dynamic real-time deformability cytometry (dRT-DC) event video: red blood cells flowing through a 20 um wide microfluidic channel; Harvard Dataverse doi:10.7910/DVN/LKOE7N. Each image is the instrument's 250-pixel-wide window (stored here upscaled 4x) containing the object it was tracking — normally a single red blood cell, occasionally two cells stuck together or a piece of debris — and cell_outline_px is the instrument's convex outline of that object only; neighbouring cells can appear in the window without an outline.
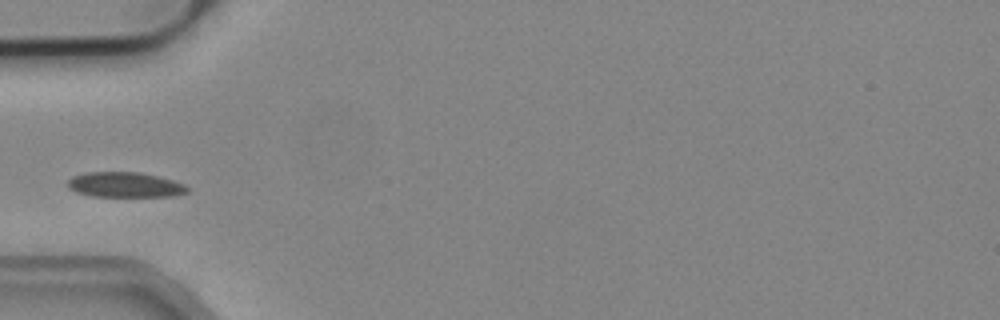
{"species": "common noctule bat (a hibernating species)", "species_latin": "Nyctalus noctula", "temperature_condition": "cold", "stored_images_in_passage": 3, "camera_frame_rate_fps": 3000, "um_per_image_px": 0.085, "animal": {"sex": "male", "body_mass_g": 19.2, "forearm_length_mm": 51.8}, "frame": {"image": 1, "passage_image": 3, "time_ms": 0.667, "image_size_px": [1000, 320], "cell_outline_px": [[192, 188], [188, 192], [172, 196], [92, 196], [76, 192], [68, 188], [68, 180], [72, 176], [88, 172], [140, 172], [172, 180], [184, 184]], "centroid_in_image_um": [10.63, 15.7], "position_along_channel_um": 74.4, "area_um2": 17.51}}